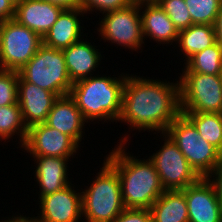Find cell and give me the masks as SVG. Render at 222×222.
<instances>
[{
  "instance_id": "1",
  "label": "cell",
  "mask_w": 222,
  "mask_h": 222,
  "mask_svg": "<svg viewBox=\"0 0 222 222\" xmlns=\"http://www.w3.org/2000/svg\"><path fill=\"white\" fill-rule=\"evenodd\" d=\"M163 82L129 76L123 88L122 112L118 120L133 129L165 133L181 114L179 82ZM141 129V130H140ZM160 131V132H159Z\"/></svg>"
},
{
  "instance_id": "2",
  "label": "cell",
  "mask_w": 222,
  "mask_h": 222,
  "mask_svg": "<svg viewBox=\"0 0 222 222\" xmlns=\"http://www.w3.org/2000/svg\"><path fill=\"white\" fill-rule=\"evenodd\" d=\"M124 136L105 159L116 169L120 178L124 207L150 209L165 189L150 159L140 160L126 152L124 148L129 138Z\"/></svg>"
},
{
  "instance_id": "3",
  "label": "cell",
  "mask_w": 222,
  "mask_h": 222,
  "mask_svg": "<svg viewBox=\"0 0 222 222\" xmlns=\"http://www.w3.org/2000/svg\"><path fill=\"white\" fill-rule=\"evenodd\" d=\"M100 76H90L74 82L69 95L88 123L103 119L117 122L122 112L126 75L123 73L119 78Z\"/></svg>"
},
{
  "instance_id": "4",
  "label": "cell",
  "mask_w": 222,
  "mask_h": 222,
  "mask_svg": "<svg viewBox=\"0 0 222 222\" xmlns=\"http://www.w3.org/2000/svg\"><path fill=\"white\" fill-rule=\"evenodd\" d=\"M89 188L82 191V217L87 222H112L124 209L120 178L105 159Z\"/></svg>"
},
{
  "instance_id": "5",
  "label": "cell",
  "mask_w": 222,
  "mask_h": 222,
  "mask_svg": "<svg viewBox=\"0 0 222 222\" xmlns=\"http://www.w3.org/2000/svg\"><path fill=\"white\" fill-rule=\"evenodd\" d=\"M18 72L27 82L53 92L58 97L68 95L73 85L63 51L44 44Z\"/></svg>"
},
{
  "instance_id": "6",
  "label": "cell",
  "mask_w": 222,
  "mask_h": 222,
  "mask_svg": "<svg viewBox=\"0 0 222 222\" xmlns=\"http://www.w3.org/2000/svg\"><path fill=\"white\" fill-rule=\"evenodd\" d=\"M165 133L178 146L190 166L200 177H208L220 163L222 153L205 141L194 125L180 114Z\"/></svg>"
},
{
  "instance_id": "7",
  "label": "cell",
  "mask_w": 222,
  "mask_h": 222,
  "mask_svg": "<svg viewBox=\"0 0 222 222\" xmlns=\"http://www.w3.org/2000/svg\"><path fill=\"white\" fill-rule=\"evenodd\" d=\"M179 94L181 113L222 114L221 75L182 73Z\"/></svg>"
},
{
  "instance_id": "8",
  "label": "cell",
  "mask_w": 222,
  "mask_h": 222,
  "mask_svg": "<svg viewBox=\"0 0 222 222\" xmlns=\"http://www.w3.org/2000/svg\"><path fill=\"white\" fill-rule=\"evenodd\" d=\"M41 45L42 38L15 19L1 22L0 69L19 71Z\"/></svg>"
},
{
  "instance_id": "9",
  "label": "cell",
  "mask_w": 222,
  "mask_h": 222,
  "mask_svg": "<svg viewBox=\"0 0 222 222\" xmlns=\"http://www.w3.org/2000/svg\"><path fill=\"white\" fill-rule=\"evenodd\" d=\"M162 135L165 139L164 145L149 157L159 175L162 187L165 190H182L196 183L201 177L170 137L166 133Z\"/></svg>"
},
{
  "instance_id": "10",
  "label": "cell",
  "mask_w": 222,
  "mask_h": 222,
  "mask_svg": "<svg viewBox=\"0 0 222 222\" xmlns=\"http://www.w3.org/2000/svg\"><path fill=\"white\" fill-rule=\"evenodd\" d=\"M104 17V18H103ZM97 30L101 39L138 51L144 44L140 6H130L105 13Z\"/></svg>"
},
{
  "instance_id": "11",
  "label": "cell",
  "mask_w": 222,
  "mask_h": 222,
  "mask_svg": "<svg viewBox=\"0 0 222 222\" xmlns=\"http://www.w3.org/2000/svg\"><path fill=\"white\" fill-rule=\"evenodd\" d=\"M79 145L67 134L39 123L27 129V137L22 148L33 157H74Z\"/></svg>"
},
{
  "instance_id": "12",
  "label": "cell",
  "mask_w": 222,
  "mask_h": 222,
  "mask_svg": "<svg viewBox=\"0 0 222 222\" xmlns=\"http://www.w3.org/2000/svg\"><path fill=\"white\" fill-rule=\"evenodd\" d=\"M188 207L189 222H222V206L207 177L182 189Z\"/></svg>"
},
{
  "instance_id": "13",
  "label": "cell",
  "mask_w": 222,
  "mask_h": 222,
  "mask_svg": "<svg viewBox=\"0 0 222 222\" xmlns=\"http://www.w3.org/2000/svg\"><path fill=\"white\" fill-rule=\"evenodd\" d=\"M71 185L40 198L38 204L41 211L37 218L41 222H79L78 220H81L82 193L81 191L77 193Z\"/></svg>"
},
{
  "instance_id": "14",
  "label": "cell",
  "mask_w": 222,
  "mask_h": 222,
  "mask_svg": "<svg viewBox=\"0 0 222 222\" xmlns=\"http://www.w3.org/2000/svg\"><path fill=\"white\" fill-rule=\"evenodd\" d=\"M57 98L55 93L27 82L19 75L18 104L27 129L30 126L46 122L48 113Z\"/></svg>"
},
{
  "instance_id": "15",
  "label": "cell",
  "mask_w": 222,
  "mask_h": 222,
  "mask_svg": "<svg viewBox=\"0 0 222 222\" xmlns=\"http://www.w3.org/2000/svg\"><path fill=\"white\" fill-rule=\"evenodd\" d=\"M63 10L44 0H23L15 6L14 19L43 38Z\"/></svg>"
},
{
  "instance_id": "16",
  "label": "cell",
  "mask_w": 222,
  "mask_h": 222,
  "mask_svg": "<svg viewBox=\"0 0 222 222\" xmlns=\"http://www.w3.org/2000/svg\"><path fill=\"white\" fill-rule=\"evenodd\" d=\"M87 122L78 109L74 99L68 94L59 96L46 119V124L70 136L78 145L84 135V124Z\"/></svg>"
},
{
  "instance_id": "17",
  "label": "cell",
  "mask_w": 222,
  "mask_h": 222,
  "mask_svg": "<svg viewBox=\"0 0 222 222\" xmlns=\"http://www.w3.org/2000/svg\"><path fill=\"white\" fill-rule=\"evenodd\" d=\"M85 14L80 8L64 9L56 22L42 38V44L47 47L64 50L83 37L79 15Z\"/></svg>"
},
{
  "instance_id": "18",
  "label": "cell",
  "mask_w": 222,
  "mask_h": 222,
  "mask_svg": "<svg viewBox=\"0 0 222 222\" xmlns=\"http://www.w3.org/2000/svg\"><path fill=\"white\" fill-rule=\"evenodd\" d=\"M33 158L37 163L35 178L40 188L39 199L42 196L60 191L71 184L67 176V161L70 158L49 156Z\"/></svg>"
},
{
  "instance_id": "19",
  "label": "cell",
  "mask_w": 222,
  "mask_h": 222,
  "mask_svg": "<svg viewBox=\"0 0 222 222\" xmlns=\"http://www.w3.org/2000/svg\"><path fill=\"white\" fill-rule=\"evenodd\" d=\"M98 50L84 39L62 50L72 83L94 74L93 71H96L95 69L99 66L102 58L101 52H98Z\"/></svg>"
},
{
  "instance_id": "20",
  "label": "cell",
  "mask_w": 222,
  "mask_h": 222,
  "mask_svg": "<svg viewBox=\"0 0 222 222\" xmlns=\"http://www.w3.org/2000/svg\"><path fill=\"white\" fill-rule=\"evenodd\" d=\"M139 6L144 39L150 37L159 44L177 42L179 31L158 3Z\"/></svg>"
},
{
  "instance_id": "21",
  "label": "cell",
  "mask_w": 222,
  "mask_h": 222,
  "mask_svg": "<svg viewBox=\"0 0 222 222\" xmlns=\"http://www.w3.org/2000/svg\"><path fill=\"white\" fill-rule=\"evenodd\" d=\"M152 222H189L182 190H165L150 207Z\"/></svg>"
},
{
  "instance_id": "22",
  "label": "cell",
  "mask_w": 222,
  "mask_h": 222,
  "mask_svg": "<svg viewBox=\"0 0 222 222\" xmlns=\"http://www.w3.org/2000/svg\"><path fill=\"white\" fill-rule=\"evenodd\" d=\"M216 42L214 25L206 24H192L187 29L179 31L177 39V45L179 44L178 47L186 57L184 61Z\"/></svg>"
},
{
  "instance_id": "23",
  "label": "cell",
  "mask_w": 222,
  "mask_h": 222,
  "mask_svg": "<svg viewBox=\"0 0 222 222\" xmlns=\"http://www.w3.org/2000/svg\"><path fill=\"white\" fill-rule=\"evenodd\" d=\"M184 64L186 66L182 73L221 75L222 47L216 42L191 56Z\"/></svg>"
},
{
  "instance_id": "24",
  "label": "cell",
  "mask_w": 222,
  "mask_h": 222,
  "mask_svg": "<svg viewBox=\"0 0 222 222\" xmlns=\"http://www.w3.org/2000/svg\"><path fill=\"white\" fill-rule=\"evenodd\" d=\"M197 129L201 137L222 153V114L220 113H181Z\"/></svg>"
},
{
  "instance_id": "25",
  "label": "cell",
  "mask_w": 222,
  "mask_h": 222,
  "mask_svg": "<svg viewBox=\"0 0 222 222\" xmlns=\"http://www.w3.org/2000/svg\"><path fill=\"white\" fill-rule=\"evenodd\" d=\"M15 134L20 136V142L18 143L22 147L27 137V127L23 122L18 103L0 107V140L6 142Z\"/></svg>"
},
{
  "instance_id": "26",
  "label": "cell",
  "mask_w": 222,
  "mask_h": 222,
  "mask_svg": "<svg viewBox=\"0 0 222 222\" xmlns=\"http://www.w3.org/2000/svg\"><path fill=\"white\" fill-rule=\"evenodd\" d=\"M192 24L214 25L222 0H185Z\"/></svg>"
},
{
  "instance_id": "27",
  "label": "cell",
  "mask_w": 222,
  "mask_h": 222,
  "mask_svg": "<svg viewBox=\"0 0 222 222\" xmlns=\"http://www.w3.org/2000/svg\"><path fill=\"white\" fill-rule=\"evenodd\" d=\"M159 6L168 15L178 31L187 29L192 25L185 0H159Z\"/></svg>"
},
{
  "instance_id": "28",
  "label": "cell",
  "mask_w": 222,
  "mask_h": 222,
  "mask_svg": "<svg viewBox=\"0 0 222 222\" xmlns=\"http://www.w3.org/2000/svg\"><path fill=\"white\" fill-rule=\"evenodd\" d=\"M19 72L0 69V107L18 103Z\"/></svg>"
},
{
  "instance_id": "29",
  "label": "cell",
  "mask_w": 222,
  "mask_h": 222,
  "mask_svg": "<svg viewBox=\"0 0 222 222\" xmlns=\"http://www.w3.org/2000/svg\"><path fill=\"white\" fill-rule=\"evenodd\" d=\"M130 0H80V9L86 13H92L95 10L102 14L123 9L130 6Z\"/></svg>"
},
{
  "instance_id": "30",
  "label": "cell",
  "mask_w": 222,
  "mask_h": 222,
  "mask_svg": "<svg viewBox=\"0 0 222 222\" xmlns=\"http://www.w3.org/2000/svg\"><path fill=\"white\" fill-rule=\"evenodd\" d=\"M112 222H152L150 209L125 208Z\"/></svg>"
},
{
  "instance_id": "31",
  "label": "cell",
  "mask_w": 222,
  "mask_h": 222,
  "mask_svg": "<svg viewBox=\"0 0 222 222\" xmlns=\"http://www.w3.org/2000/svg\"><path fill=\"white\" fill-rule=\"evenodd\" d=\"M212 176L213 178H211ZM207 178L213 184L216 191V195L218 196L219 202L222 206V159L220 163L214 168V170L208 175Z\"/></svg>"
},
{
  "instance_id": "32",
  "label": "cell",
  "mask_w": 222,
  "mask_h": 222,
  "mask_svg": "<svg viewBox=\"0 0 222 222\" xmlns=\"http://www.w3.org/2000/svg\"><path fill=\"white\" fill-rule=\"evenodd\" d=\"M15 5L10 0H0V21L14 19Z\"/></svg>"
},
{
  "instance_id": "33",
  "label": "cell",
  "mask_w": 222,
  "mask_h": 222,
  "mask_svg": "<svg viewBox=\"0 0 222 222\" xmlns=\"http://www.w3.org/2000/svg\"><path fill=\"white\" fill-rule=\"evenodd\" d=\"M59 5L64 9L80 8V0H44Z\"/></svg>"
},
{
  "instance_id": "34",
  "label": "cell",
  "mask_w": 222,
  "mask_h": 222,
  "mask_svg": "<svg viewBox=\"0 0 222 222\" xmlns=\"http://www.w3.org/2000/svg\"><path fill=\"white\" fill-rule=\"evenodd\" d=\"M216 41L222 47V6L214 24Z\"/></svg>"
},
{
  "instance_id": "35",
  "label": "cell",
  "mask_w": 222,
  "mask_h": 222,
  "mask_svg": "<svg viewBox=\"0 0 222 222\" xmlns=\"http://www.w3.org/2000/svg\"><path fill=\"white\" fill-rule=\"evenodd\" d=\"M0 222H41L37 217L35 218V217H33V218H30V217H24V216H22V215H20V216H12L11 217V219H9V220H2V221H0Z\"/></svg>"
},
{
  "instance_id": "36",
  "label": "cell",
  "mask_w": 222,
  "mask_h": 222,
  "mask_svg": "<svg viewBox=\"0 0 222 222\" xmlns=\"http://www.w3.org/2000/svg\"><path fill=\"white\" fill-rule=\"evenodd\" d=\"M130 2L134 5H142L158 3L159 0H130Z\"/></svg>"
},
{
  "instance_id": "37",
  "label": "cell",
  "mask_w": 222,
  "mask_h": 222,
  "mask_svg": "<svg viewBox=\"0 0 222 222\" xmlns=\"http://www.w3.org/2000/svg\"><path fill=\"white\" fill-rule=\"evenodd\" d=\"M23 0H10L15 6L21 3Z\"/></svg>"
}]
</instances>
